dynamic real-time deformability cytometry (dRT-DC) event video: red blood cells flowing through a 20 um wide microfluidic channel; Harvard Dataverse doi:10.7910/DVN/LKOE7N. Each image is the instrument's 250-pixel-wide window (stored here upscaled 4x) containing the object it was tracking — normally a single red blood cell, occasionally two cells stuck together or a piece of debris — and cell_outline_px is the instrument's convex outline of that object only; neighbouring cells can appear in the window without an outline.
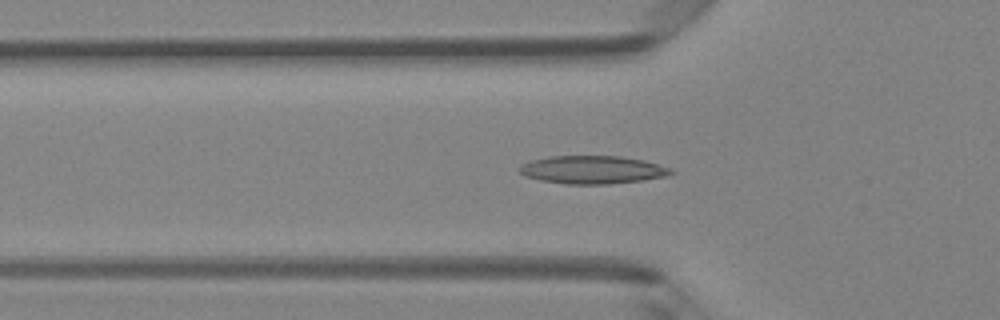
{"species": "Egyptian fruit bat (a non-hibernating species)", "species_latin": "Rousettus aegyptiacus", "temperature_condition": "room temperature", "stored_images_in_passage": 48, "segment_of_instrument_passage": [1, 2], "camera_frame_rate_fps": 3000, "um_per_image_px": 0.085, "animal": {"sex": "female"}, "frame": {"image": 1, "passage_image": 15, "time_ms": 4.667, "image_size_px": [1000, 320], "cell_outline_px": [[676, 172], [668, 176], [644, 180], [608, 184], [568, 184], [540, 180], [524, 176], [516, 168], [520, 164], [532, 160], [552, 156], [620, 156], [644, 160], [672, 168]], "centroid_in_image_um": [50.38, 14.43], "position_along_channel_um": 75.4, "area_um2": 24.97}}
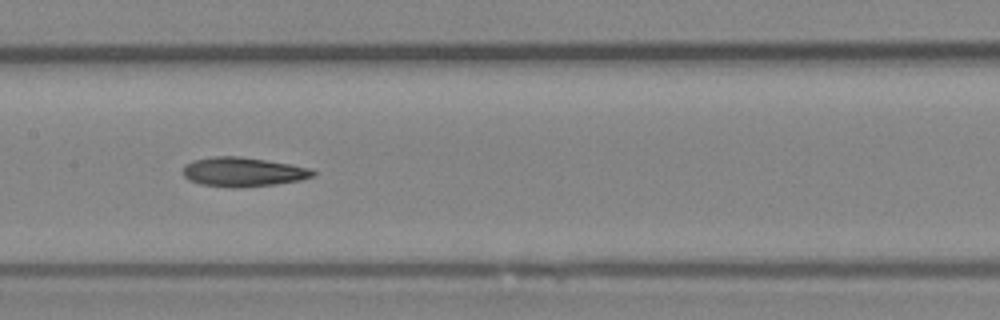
{"frame": {"image": 2, "passage_image": 23, "time_ms": 7.333, "image_size_px": [1000, 320], "cell_outline_px": [[316, 176], [300, 180], [276, 184], [240, 188], [228, 188], [200, 184], [188, 180], [180, 172], [184, 164], [192, 160], [212, 156], [240, 156], [292, 164], [312, 168], [316, 172]], "centroid_in_image_um": [20.63, 14.61], "position_along_channel_um": 186.8, "area_um2": 22.77}}
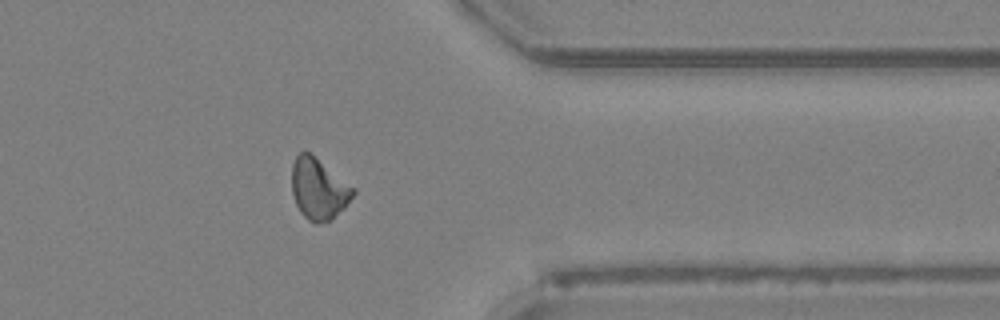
{"frame": {"image": 3, "passage_image": 38, "time_ms": 12.333, "image_size_px": [1000, 320], "cell_outline_px": [[356, 192], [344, 208], [332, 220], [320, 224], [316, 224], [308, 220], [300, 212], [296, 204], [292, 192], [292, 164], [296, 156], [300, 152], [312, 152], [356, 188]], "centroid_in_image_um": [27.11, 16.04], "position_along_channel_um": 384.3, "area_um2": 22.37}}